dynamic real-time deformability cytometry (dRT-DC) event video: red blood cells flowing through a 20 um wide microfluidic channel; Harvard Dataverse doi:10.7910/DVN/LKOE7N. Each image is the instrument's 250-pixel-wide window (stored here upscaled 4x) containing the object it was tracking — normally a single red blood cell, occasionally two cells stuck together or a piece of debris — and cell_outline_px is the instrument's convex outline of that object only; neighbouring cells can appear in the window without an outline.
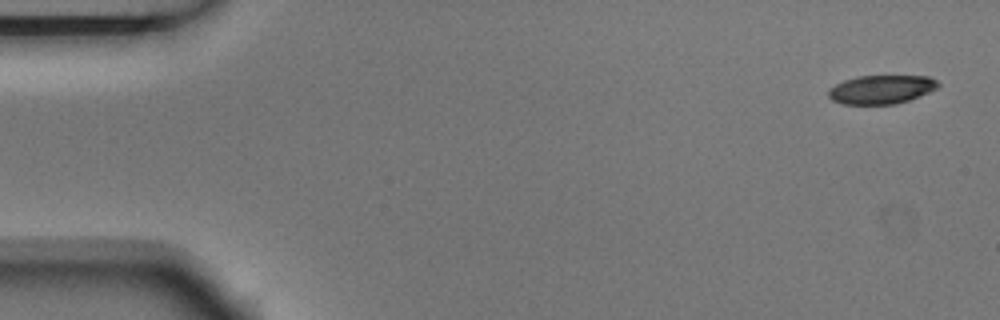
{"species": "Egyptian fruit bat (a non-hibernating species)", "species_latin": "Rousettus aegyptiacus", "temperature_condition": "room temperature", "stored_images_in_passage": 5, "camera_frame_rate_fps": 3000, "um_per_image_px": 0.085, "animal": {"sex": "male"}, "frame": {"image": 1, "passage_image": 1, "time_ms": 0.0, "image_size_px": [1000, 320], "cell_outline_px": [[940, 84], [936, 88], [928, 92], [908, 100], [892, 104], [844, 104], [832, 100], [828, 96], [828, 88], [844, 80], [856, 76], [928, 76], [936, 80]], "centroid_in_image_um": [74.87, 7.59], "position_along_channel_um": 10.1, "area_um2": 18.21}}
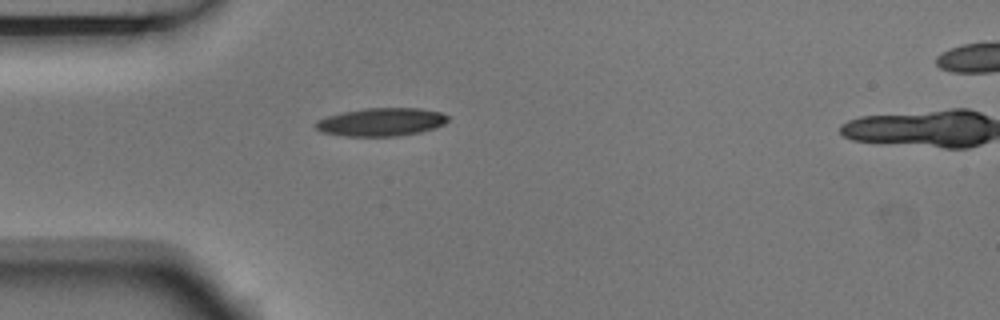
{"frame": {"image": 2, "passage_image": 4, "time_ms": 1.0, "image_size_px": [1000, 320], "cell_outline_px": [[448, 120], [444, 124], [420, 132], [396, 136], [348, 136], [320, 132], [312, 124], [316, 120], [328, 116], [344, 112], [364, 108], [420, 108], [444, 112], [448, 116]], "centroid_in_image_um": [32.39, 10.36], "position_along_channel_um": 52.6, "area_um2": 21.73}}